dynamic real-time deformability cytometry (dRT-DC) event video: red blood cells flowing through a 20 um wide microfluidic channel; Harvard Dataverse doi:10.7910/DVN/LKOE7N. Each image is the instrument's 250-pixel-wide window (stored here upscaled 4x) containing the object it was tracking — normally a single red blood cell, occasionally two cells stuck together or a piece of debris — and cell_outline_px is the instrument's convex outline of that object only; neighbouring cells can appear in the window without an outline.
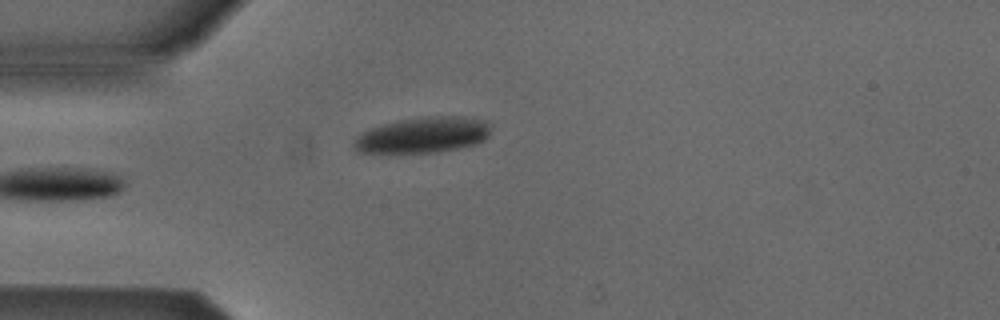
{"species": "Egyptian fruit bat (a non-hibernating species)", "species_latin": "Rousettus aegyptiacus", "temperature_condition": "cold", "stored_images_in_passage": 5, "camera_frame_rate_fps": 3000, "um_per_image_px": 0.085, "animal": {"sex": "male"}, "frame": {"image": 1, "passage_image": 4, "time_ms": 3.667, "image_size_px": [1000, 320], "cell_outline_px": [[492, 124], [488, 136], [484, 140], [476, 144], [436, 152], [388, 156], [356, 152], [352, 148], [352, 140], [356, 136], [372, 128], [384, 124], [400, 120], [424, 116], [460, 116], [488, 120]], "centroid_in_image_um": [35.88, 11.52], "position_along_channel_um": 49.1, "area_um2": 29.77}}